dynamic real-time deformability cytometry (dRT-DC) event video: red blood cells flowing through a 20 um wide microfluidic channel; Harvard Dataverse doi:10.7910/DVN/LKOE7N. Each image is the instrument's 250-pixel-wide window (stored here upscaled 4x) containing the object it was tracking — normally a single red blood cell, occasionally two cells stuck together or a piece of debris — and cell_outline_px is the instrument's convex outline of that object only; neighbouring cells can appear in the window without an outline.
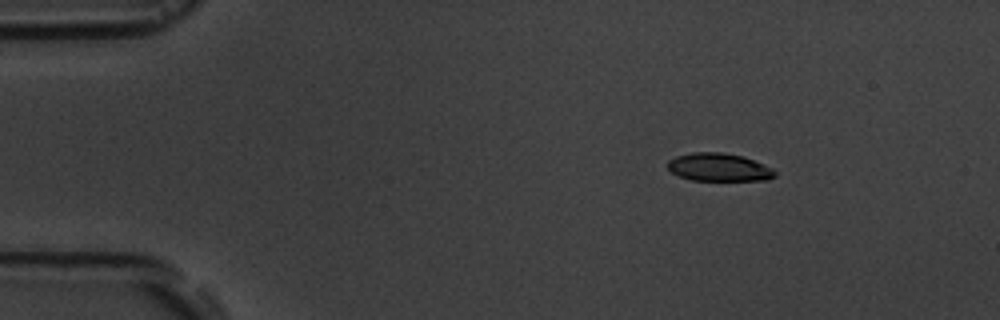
{"species": "common noctule bat (a hibernating species)", "species_latin": "Nyctalus noctula", "temperature_condition": "room temperature", "stored_images_in_passage": 4, "camera_frame_rate_fps": 3000, "um_per_image_px": 0.085, "animal": {"sex": "male", "body_mass_g": 19.5, "forearm_length_mm": 54.6}, "frame": {"image": 1, "passage_image": 2, "time_ms": 2.0, "image_size_px": [1000, 320], "cell_outline_px": [[776, 176], [768, 180], [692, 180], [680, 176], [672, 172], [668, 168], [668, 160], [676, 156], [692, 152], [724, 152], [744, 156], [772, 168], [776, 172]], "centroid_in_image_um": [61.12, 14.21], "position_along_channel_um": 23.9, "area_um2": 17.51}}